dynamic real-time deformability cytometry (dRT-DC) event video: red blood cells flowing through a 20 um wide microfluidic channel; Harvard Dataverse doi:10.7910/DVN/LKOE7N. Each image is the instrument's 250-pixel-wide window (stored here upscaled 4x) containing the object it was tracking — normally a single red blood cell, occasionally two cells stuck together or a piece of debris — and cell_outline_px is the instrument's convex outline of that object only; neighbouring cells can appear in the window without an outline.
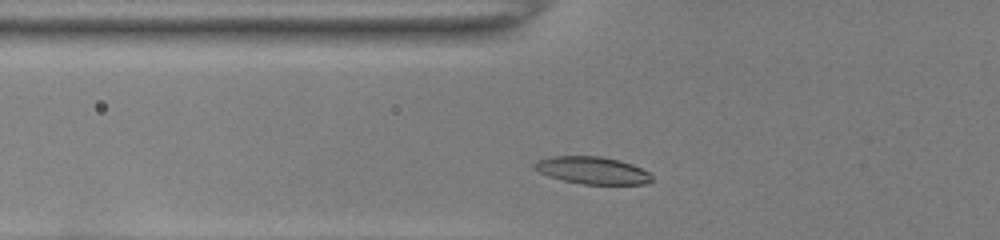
{"species": "common noctule bat (a hibernating species)", "species_latin": "Nyctalus noctula", "temperature_condition": "room temperature", "stored_images_in_passage": 29, "camera_frame_rate_fps": 3000, "um_per_image_px": 0.085, "animal": {"sex": "female", "body_mass_g": 22.0, "forearm_length_mm": 56.7}, "frame": {"image": 1, "passage_image": 3, "time_ms": 0.667, "image_size_px": [1000, 240], "cell_outline_px": [[652, 180], [648, 184], [584, 184], [564, 180], [548, 176], [540, 172], [536, 168], [536, 160], [552, 156], [600, 156], [620, 160], [632, 164], [648, 172], [652, 176]], "centroid_in_image_um": [50.39, 14.48], "position_along_channel_um": 75.4, "area_um2": 18.5}}
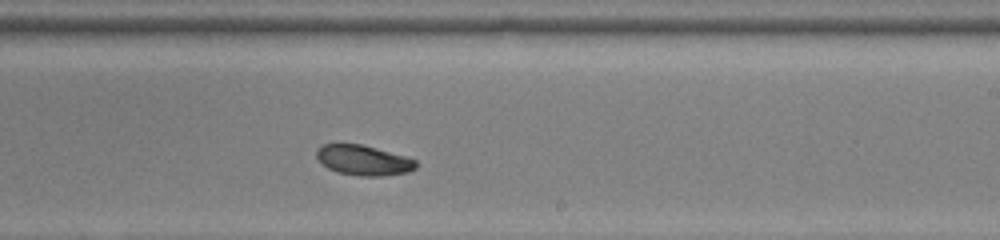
{"frame": {"image": 2, "passage_image": 17, "time_ms": 5.333, "image_size_px": [1000, 240], "cell_outline_px": [[416, 168], [408, 172], [384, 176], [360, 176], [336, 172], [328, 168], [316, 156], [316, 148], [324, 144], [360, 144], [376, 148], [404, 156], [416, 160]], "centroid_in_image_um": [30.89, 13.63], "position_along_channel_um": 258.1, "area_um2": 17.34}}
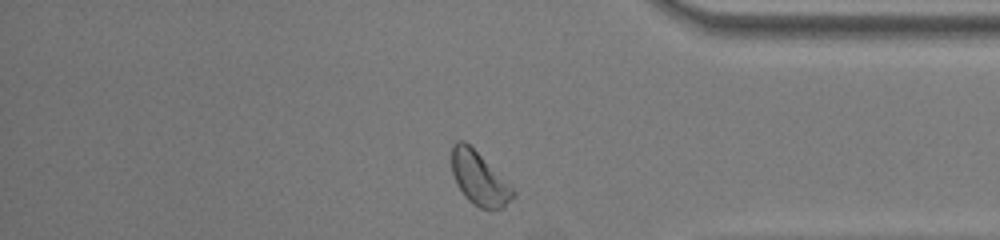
{"frame": {"image": 3, "passage_image": 28, "time_ms": 9.0, "image_size_px": [1000, 240], "cell_outline_px": [[516, 196], [504, 208], [480, 208], [472, 204], [464, 196], [452, 172], [452, 144], [456, 140], [464, 140], [516, 192]], "centroid_in_image_um": [40.72, 15.2], "position_along_channel_um": 394.5, "area_um2": 18.44}, "authors_computed_cell_mechanics": {"area_um2": 17.9758, "velocity_mm_per_s": 3.9536, "shape_relaxation_time_tau1_ms": 2.7574, "shape_relaxation_time_tau2_ms": null, "deformation_change_tau1": 0.0991, "deformation_change_tau2": null}}